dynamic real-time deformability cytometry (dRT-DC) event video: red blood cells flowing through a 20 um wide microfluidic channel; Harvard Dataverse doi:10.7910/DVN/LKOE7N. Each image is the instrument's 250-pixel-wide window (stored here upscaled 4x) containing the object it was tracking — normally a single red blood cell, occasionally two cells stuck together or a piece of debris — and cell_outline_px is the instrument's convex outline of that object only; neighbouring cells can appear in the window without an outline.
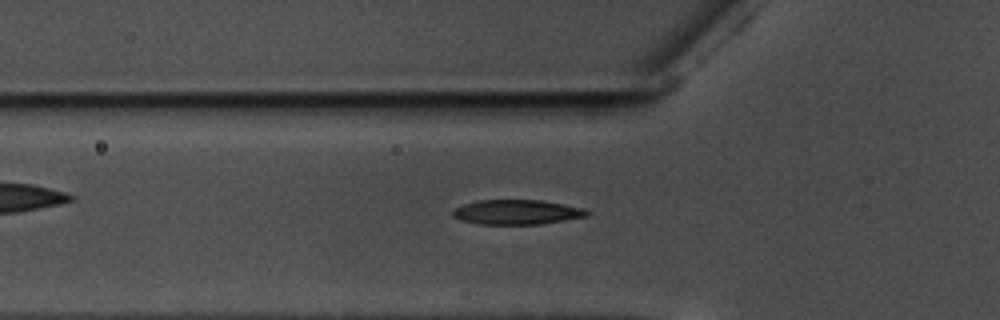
{"species": "common noctule bat (a hibernating species)", "species_latin": "Nyctalus noctula", "temperature_condition": "warm", "stored_images_in_passage": 46, "camera_frame_rate_fps": 3000, "um_per_image_px": 0.085, "animal": {"sex": "male", "body_mass_g": 17.5, "forearm_length_mm": 52.3}, "frame": {"image": 1, "passage_image": 12, "time_ms": 3.667, "image_size_px": [1000, 320], "cell_outline_px": [[592, 212], [588, 216], [540, 224], [480, 224], [464, 220], [452, 216], [452, 212], [456, 208], [464, 204], [476, 200], [540, 200], [564, 204], [584, 208]], "centroid_in_image_um": [43.98, 18.02], "position_along_channel_um": 81.8, "area_um2": 19.25}}
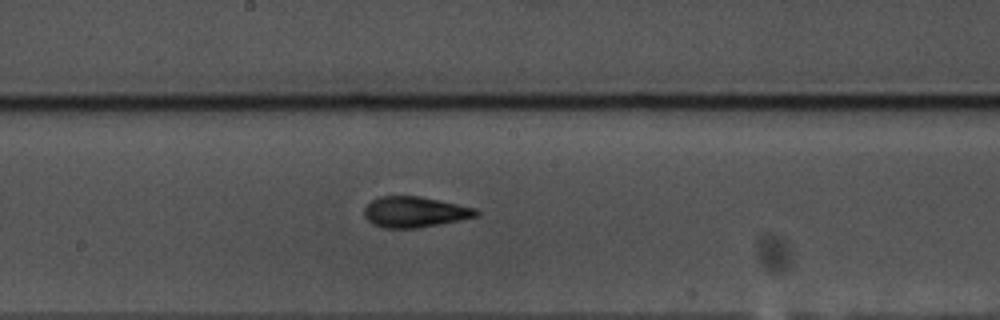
{"frame": {"image": 2, "passage_image": 23, "time_ms": 7.333, "image_size_px": [1000, 320], "cell_outline_px": [[480, 212], [476, 216], [460, 220], [416, 228], [384, 228], [372, 224], [364, 216], [364, 208], [372, 200], [380, 196], [420, 196], [476, 208]], "centroid_in_image_um": [35.23, 18.01], "position_along_channel_um": 213.0, "area_um2": 19.94}}
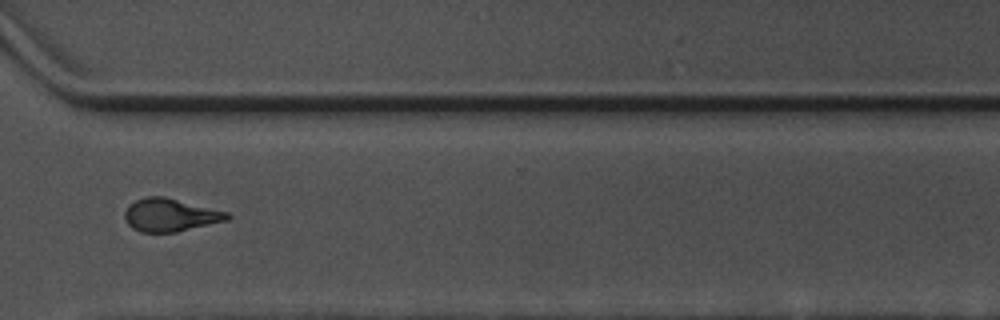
{"frame": {"image": 3, "passage_image": 35, "time_ms": 11.333, "image_size_px": [1000, 320], "cell_outline_px": [[232, 216], [228, 220], [176, 232], [140, 232], [132, 228], [124, 220], [124, 212], [128, 204], [136, 200], [148, 196], [164, 196], [228, 212]], "centroid_in_image_um": [14.45, 18.27], "position_along_channel_um": 356.2, "area_um2": 19.77}}